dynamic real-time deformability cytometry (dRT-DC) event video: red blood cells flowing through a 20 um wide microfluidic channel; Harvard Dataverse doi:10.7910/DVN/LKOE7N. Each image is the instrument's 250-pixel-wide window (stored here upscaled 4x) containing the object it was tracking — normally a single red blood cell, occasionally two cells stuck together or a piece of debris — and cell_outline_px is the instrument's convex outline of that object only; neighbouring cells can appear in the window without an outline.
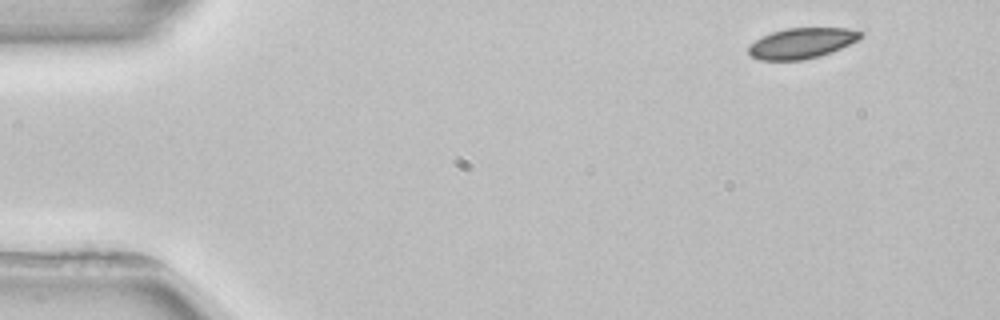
{"species": "common noctule bat (a hibernating species)", "species_latin": "Nyctalus noctula", "temperature_condition": "room temperature", "stored_images_in_passage": 5, "camera_frame_rate_fps": 3000, "um_per_image_px": 0.085, "animal": {"sex": "female", "body_mass_g": 22.7, "forearm_length_mm": 54.2}, "frame": {"image": 1, "passage_image": 1, "time_ms": 0.0, "image_size_px": [1000, 320], "cell_outline_px": [[864, 32], [856, 40], [832, 52], [820, 56], [804, 60], [760, 60], [752, 56], [748, 52], [748, 44], [772, 32], [784, 28], [848, 28]], "centroid_in_image_um": [68.12, 3.67], "position_along_channel_um": 16.9, "area_um2": 19.83}}
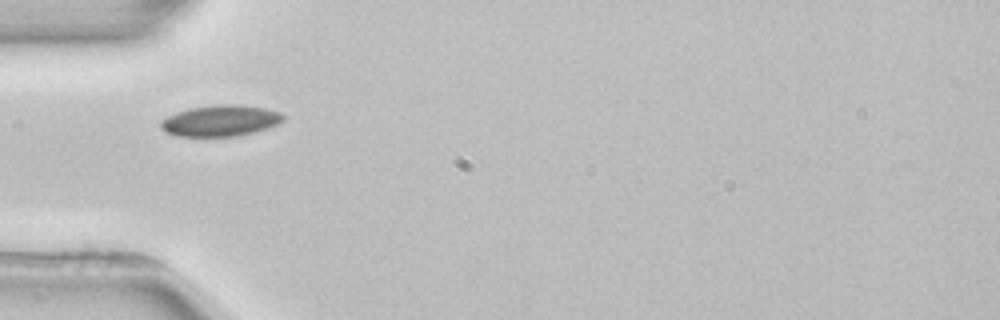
{"frame": {"image": 2, "passage_image": 4, "time_ms": 4.0, "image_size_px": [1000, 320], "cell_outline_px": [[284, 120], [276, 124], [240, 136], [176, 136], [164, 132], [160, 128], [160, 120], [176, 112], [192, 108], [220, 104], [236, 104], [264, 108], [280, 112], [284, 116]], "centroid_in_image_um": [18.69, 10.26], "position_along_channel_um": 66.3, "area_um2": 22.08}}